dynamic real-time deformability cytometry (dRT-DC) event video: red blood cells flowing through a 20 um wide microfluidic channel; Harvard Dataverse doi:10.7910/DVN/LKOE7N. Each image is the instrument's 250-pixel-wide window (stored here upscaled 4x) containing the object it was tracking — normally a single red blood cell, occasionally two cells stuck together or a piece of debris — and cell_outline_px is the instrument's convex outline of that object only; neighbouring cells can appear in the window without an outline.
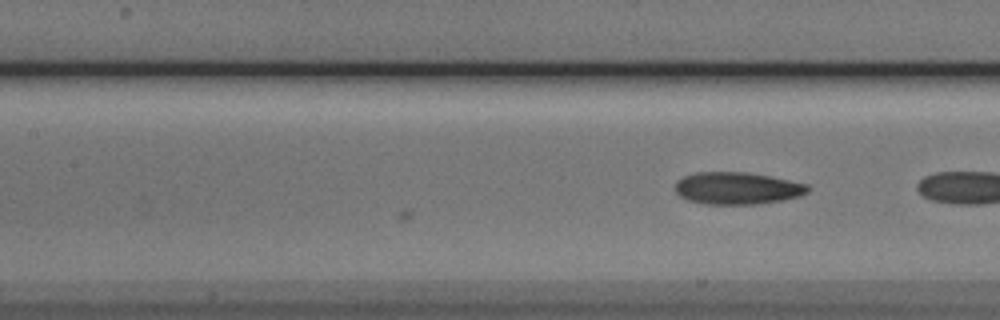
{"species": "Egyptian fruit bat (a non-hibernating species)", "species_latin": "Rousettus aegyptiacus", "temperature_condition": "cold", "stored_images_in_passage": 10, "camera_frame_rate_fps": 3000, "um_per_image_px": 0.085, "animal": {"sex": "male"}, "frame": {"image": 1, "passage_image": 10, "time_ms": 3.0, "image_size_px": [1000, 320], "cell_outline_px": [[808, 192], [800, 196], [784, 200], [756, 204], [704, 204], [688, 200], [680, 196], [676, 192], [676, 180], [684, 176], [696, 172], [748, 172], [808, 184]], "centroid_in_image_um": [62.65, 16.0], "position_along_channel_um": 144.8, "area_um2": 24.85}}